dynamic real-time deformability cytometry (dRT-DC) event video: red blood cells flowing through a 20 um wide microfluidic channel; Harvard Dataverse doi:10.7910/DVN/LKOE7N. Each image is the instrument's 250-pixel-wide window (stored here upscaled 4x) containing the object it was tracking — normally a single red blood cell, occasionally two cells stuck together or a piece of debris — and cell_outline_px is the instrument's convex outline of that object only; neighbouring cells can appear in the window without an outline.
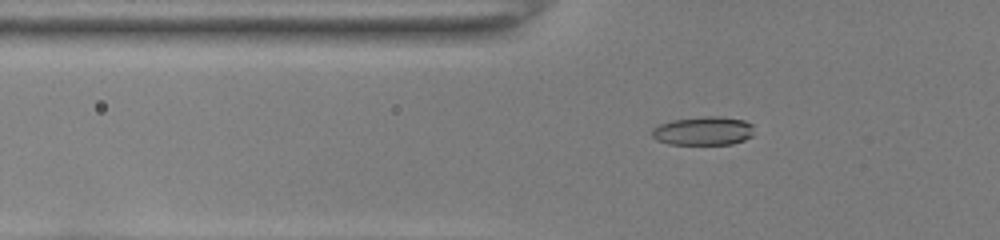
{"species": "common noctule bat (a hibernating species)", "species_latin": "Nyctalus noctula", "temperature_condition": "room temperature", "stored_images_in_passage": 42, "camera_frame_rate_fps": 3000, "um_per_image_px": 0.085, "animal": {"sex": "female", "body_mass_g": 22.0, "forearm_length_mm": 56.7}, "frame": {"image": 1, "passage_image": 9, "time_ms": 2.667, "image_size_px": [1000, 240], "cell_outline_px": [[752, 136], [744, 140], [732, 144], [668, 144], [656, 140], [652, 136], [652, 128], [660, 124], [672, 120], [704, 116], [720, 116], [744, 120], [752, 124]], "centroid_in_image_um": [59.77, 11.12], "position_along_channel_um": 66.0, "area_um2": 17.11}}
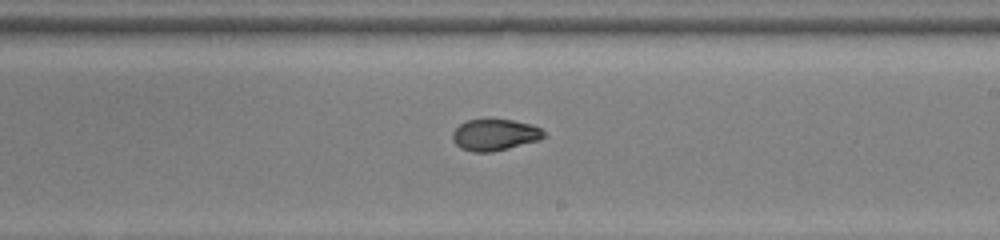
{"frame": {"image": 2, "passage_image": 23, "time_ms": 7.333, "image_size_px": [1000, 240], "cell_outline_px": [[548, 136], [540, 140], [492, 152], [472, 152], [460, 148], [452, 140], [452, 132], [460, 124], [468, 120], [512, 120], [528, 124], [540, 128]], "centroid_in_image_um": [42.05, 11.48], "position_along_channel_um": 246.9, "area_um2": 16.65}}
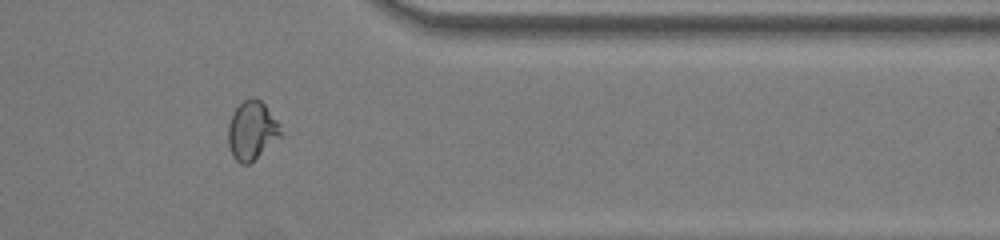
{"frame": {"image": 3, "passage_image": 34, "time_ms": 11.0, "image_size_px": [1000, 240], "cell_outline_px": [[280, 136], [248, 164], [240, 164], [232, 156], [228, 144], [228, 124], [232, 112], [244, 100], [252, 96], [260, 100], [264, 104], [280, 124]], "centroid_in_image_um": [21.37, 11.07], "position_along_channel_um": 390.0, "area_um2": 17.69}, "authors_computed_cell_mechanics": {"area_um2": 17.1666, "velocity_mm_per_s": 4.0382, "shape_relaxation_time_tau1_ms": 4.7758, "shape_relaxation_time_tau2_ms": 1.9758, "deformation_change_tau1": 0.2051, "deformation_change_tau2": 0.0615}}